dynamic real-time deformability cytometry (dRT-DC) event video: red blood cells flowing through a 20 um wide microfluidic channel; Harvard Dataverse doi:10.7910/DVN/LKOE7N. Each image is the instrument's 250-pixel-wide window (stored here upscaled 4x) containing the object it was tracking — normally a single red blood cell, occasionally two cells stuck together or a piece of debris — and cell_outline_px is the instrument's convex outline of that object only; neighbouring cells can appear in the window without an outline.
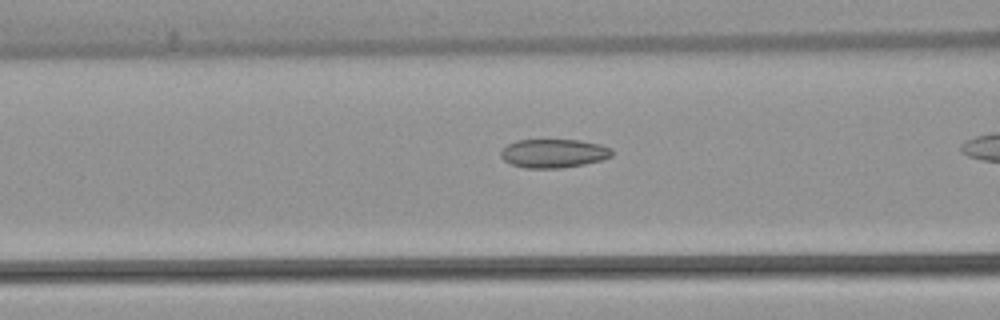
{"species": "common noctule bat (a hibernating species)", "species_latin": "Nyctalus noctula", "temperature_condition": "warm", "stored_images_in_passage": 36, "camera_frame_rate_fps": 3000, "um_per_image_px": 0.085, "animal": {"sex": "female", "body_mass_g": 22.7, "forearm_length_mm": 54.2}, "frame": {"image": 1, "passage_image": 16, "time_ms": 5.0, "image_size_px": [1000, 320], "cell_outline_px": [[612, 156], [600, 160], [584, 164], [560, 168], [524, 168], [512, 164], [504, 160], [500, 156], [500, 152], [508, 144], [516, 140], [580, 140], [600, 144], [612, 148]], "centroid_in_image_um": [47.06, 13.03], "position_along_channel_um": 119.5, "area_um2": 18.55}}